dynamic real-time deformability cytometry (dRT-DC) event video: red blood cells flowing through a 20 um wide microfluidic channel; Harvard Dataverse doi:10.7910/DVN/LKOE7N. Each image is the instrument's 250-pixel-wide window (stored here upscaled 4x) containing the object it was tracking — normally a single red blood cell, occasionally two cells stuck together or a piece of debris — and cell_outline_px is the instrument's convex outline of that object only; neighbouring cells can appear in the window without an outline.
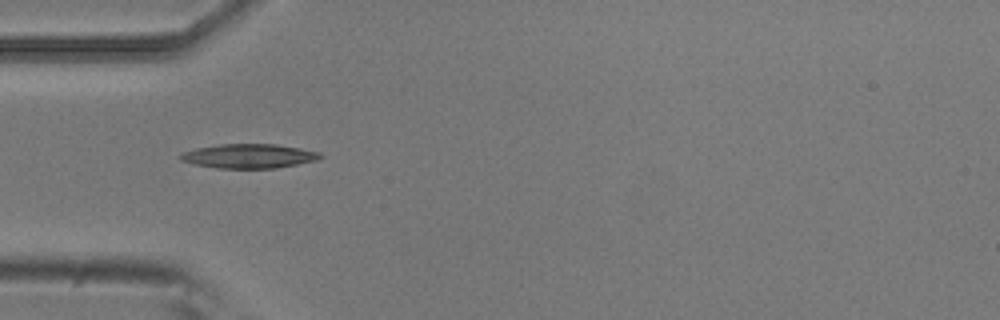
{"species": "common noctule bat (a hibernating species)", "species_latin": "Nyctalus noctula", "temperature_condition": "room temperature", "stored_images_in_passage": 8, "camera_frame_rate_fps": 3000, "um_per_image_px": 0.085, "animal": {"sex": "male", "body_mass_g": 20.5, "forearm_length_mm": 52.5}, "frame": {"image": 1, "passage_image": 5, "time_ms": 1.333, "image_size_px": [1000, 320], "cell_outline_px": [[324, 156], [316, 160], [276, 168], [216, 168], [196, 164], [180, 160], [180, 152], [196, 148], [220, 144], [276, 144], [300, 148], [320, 152]], "centroid_in_image_um": [21.15, 13.26], "position_along_channel_um": 63.8, "area_um2": 19.71}}
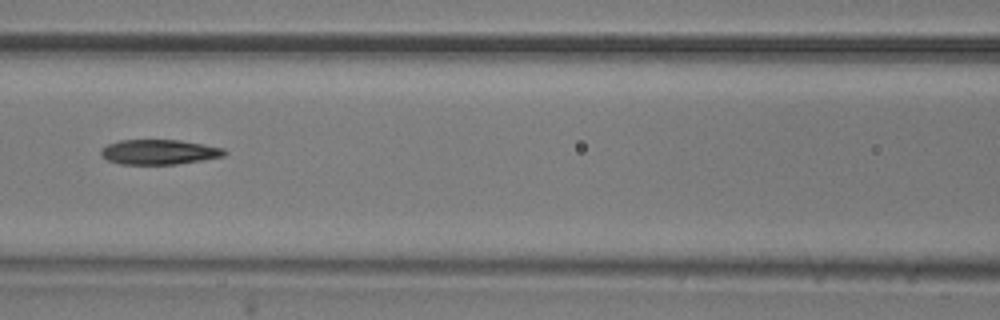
{"frame": {"image": 2, "passage_image": 7, "time_ms": 2.0, "image_size_px": [1000, 320], "cell_outline_px": [[228, 152], [224, 156], [204, 160], [176, 164], [120, 164], [108, 160], [100, 152], [108, 144], [120, 140], [180, 140], [204, 144], [224, 148]], "centroid_in_image_um": [13.59, 12.92], "position_along_channel_um": 153.0, "area_um2": 17.86}}
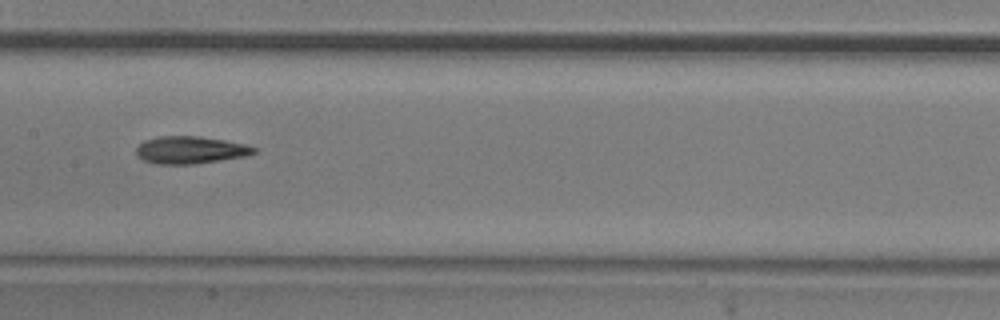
{"frame": {"image": 3, "passage_image": 8, "time_ms": 2.333, "image_size_px": [1000, 320], "cell_outline_px": [[256, 152], [248, 156], [196, 164], [156, 164], [144, 160], [136, 152], [136, 148], [144, 140], [160, 136], [200, 136], [224, 140], [244, 144], [256, 148]], "centroid_in_image_um": [16.2, 12.75], "position_along_channel_um": 191.2, "area_um2": 18.79}}